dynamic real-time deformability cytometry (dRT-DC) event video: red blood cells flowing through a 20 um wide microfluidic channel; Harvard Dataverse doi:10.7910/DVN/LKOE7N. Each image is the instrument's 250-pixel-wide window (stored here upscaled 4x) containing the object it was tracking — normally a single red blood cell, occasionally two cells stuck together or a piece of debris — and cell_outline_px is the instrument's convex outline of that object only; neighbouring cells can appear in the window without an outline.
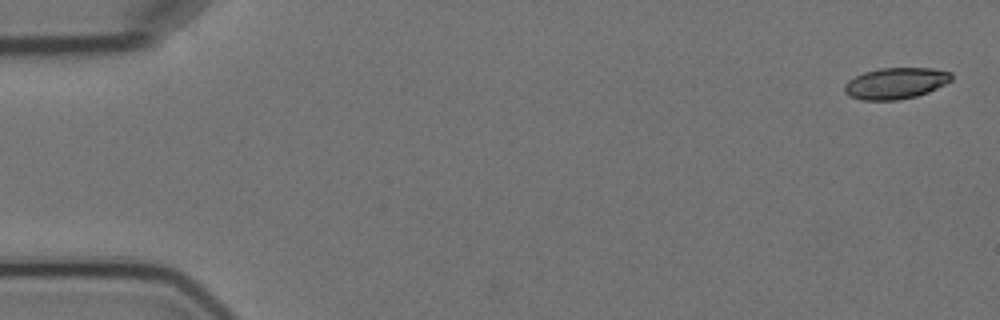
{"species": "Egyptian fruit bat (a non-hibernating species)", "species_latin": "Rousettus aegyptiacus", "temperature_condition": "cold", "stored_images_in_passage": 5, "camera_frame_rate_fps": 3000, "um_per_image_px": 0.085, "animal": {"sex": "female"}, "frame": {"image": 1, "passage_image": 1, "time_ms": 0.0, "image_size_px": [1000, 320], "cell_outline_px": [[952, 80], [928, 92], [916, 96], [896, 100], [860, 100], [848, 96], [844, 92], [844, 84], [848, 80], [864, 72], [880, 68], [932, 68], [952, 72]], "centroid_in_image_um": [76.11, 7.08], "position_along_channel_um": 8.9, "area_um2": 19.54}}
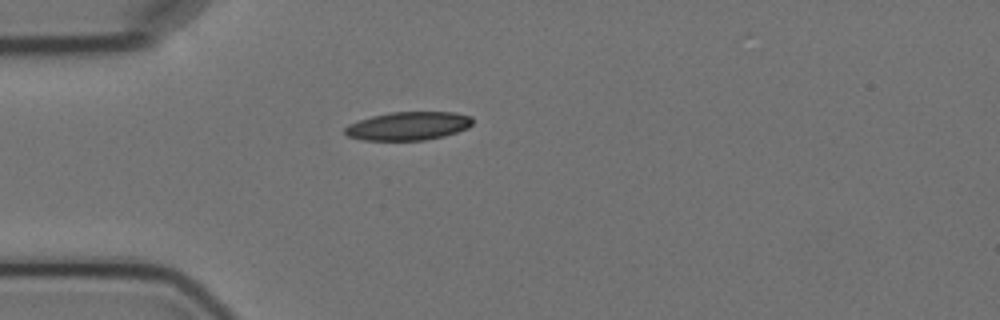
{"frame": {"image": 2, "passage_image": 5, "time_ms": 4.667, "image_size_px": [1000, 320], "cell_outline_px": [[472, 124], [468, 128], [444, 136], [424, 140], [364, 140], [348, 136], [344, 132], [344, 128], [348, 124], [372, 116], [392, 112], [456, 112], [472, 116]], "centroid_in_image_um": [34.72, 10.7], "position_along_channel_um": 50.3, "area_um2": 21.1}}